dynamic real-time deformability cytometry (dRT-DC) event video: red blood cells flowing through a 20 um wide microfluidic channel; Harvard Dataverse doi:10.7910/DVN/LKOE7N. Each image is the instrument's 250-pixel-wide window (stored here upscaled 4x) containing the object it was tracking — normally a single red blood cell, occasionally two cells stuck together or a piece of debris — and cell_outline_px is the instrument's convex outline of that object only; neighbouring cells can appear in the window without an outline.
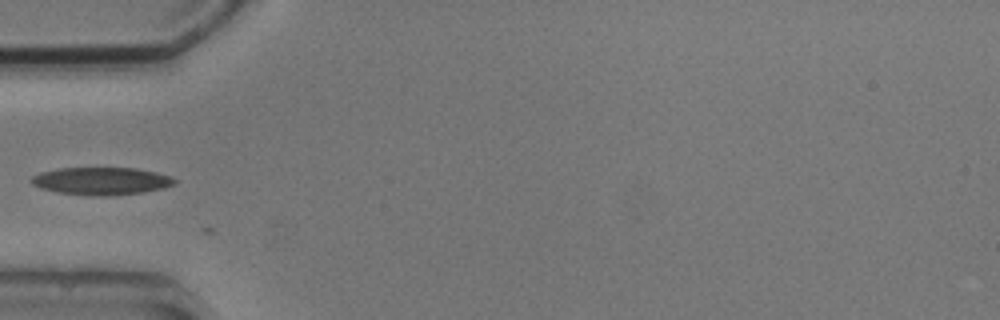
{"species": "common noctule bat (a hibernating species)", "species_latin": "Nyctalus noctula", "temperature_condition": "cold", "stored_images_in_passage": 5, "camera_frame_rate_fps": 3000, "um_per_image_px": 0.085, "animal": {"sex": "male", "body_mass_g": 20.5, "forearm_length_mm": 52.5}, "frame": {"image": 1, "passage_image": 4, "time_ms": 3.333, "image_size_px": [1000, 320], "cell_outline_px": [[176, 184], [164, 188], [144, 192], [108, 196], [92, 196], [60, 192], [40, 188], [32, 184], [28, 180], [32, 176], [40, 172], [60, 168], [136, 168], [156, 172], [172, 176], [176, 180]], "centroid_in_image_um": [8.63, 15.38], "position_along_channel_um": 76.4, "area_um2": 23.18}}